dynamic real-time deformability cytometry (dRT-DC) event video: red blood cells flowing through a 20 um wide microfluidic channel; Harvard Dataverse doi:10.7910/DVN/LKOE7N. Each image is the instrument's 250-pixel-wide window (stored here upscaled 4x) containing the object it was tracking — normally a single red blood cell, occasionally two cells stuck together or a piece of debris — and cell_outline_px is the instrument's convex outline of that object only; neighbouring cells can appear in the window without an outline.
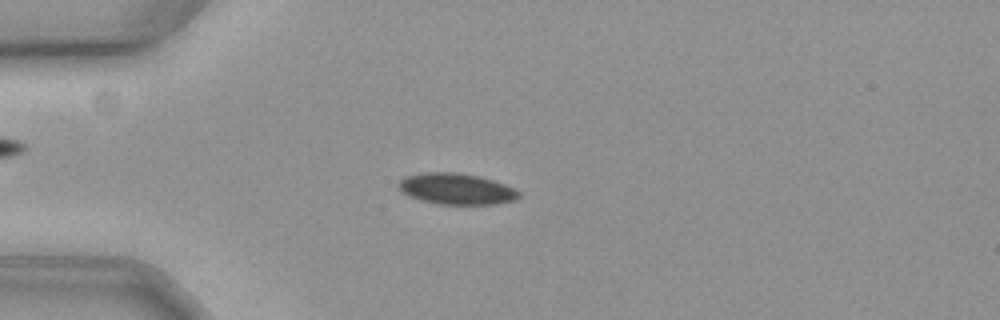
{"species": "common noctule bat (a hibernating species)", "species_latin": "Nyctalus noctula", "temperature_condition": "cold", "stored_images_in_passage": 37, "camera_frame_rate_fps": 3000, "um_per_image_px": 0.085, "animal": {"sex": "female", "body_mass_g": 19.3, "forearm_length_mm": 54.1}, "frame": {"image": 1, "passage_image": 10, "time_ms": 3.0, "image_size_px": [1000, 320], "cell_outline_px": [[520, 196], [516, 200], [496, 204], [440, 204], [424, 200], [412, 196], [404, 192], [396, 184], [404, 176], [420, 172], [456, 172], [480, 176], [504, 184], [520, 192]], "centroid_in_image_um": [38.8, 16.04], "position_along_channel_um": 46.2, "area_um2": 21.68}}
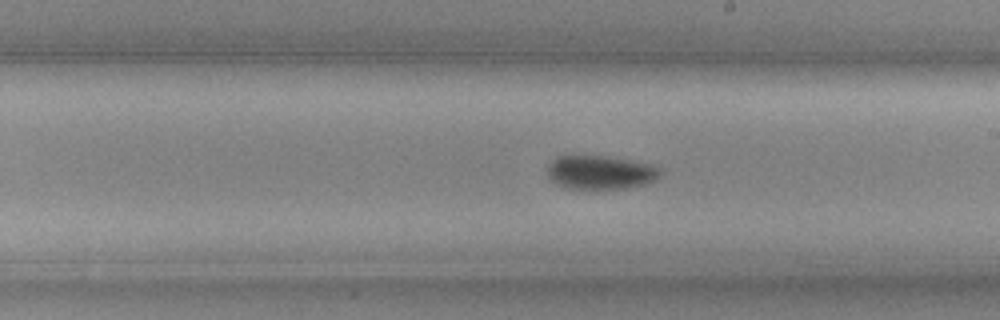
{"frame": {"image": 2, "passage_image": 28, "time_ms": 9.0, "image_size_px": [1000, 320], "cell_outline_px": [[660, 176], [656, 180], [648, 184], [624, 188], [584, 192], [564, 188], [556, 184], [548, 176], [548, 168], [552, 160], [556, 156], [604, 156], [652, 164], [660, 168]], "centroid_in_image_um": [51.02, 14.71], "position_along_channel_um": 238.0, "area_um2": 22.95}}
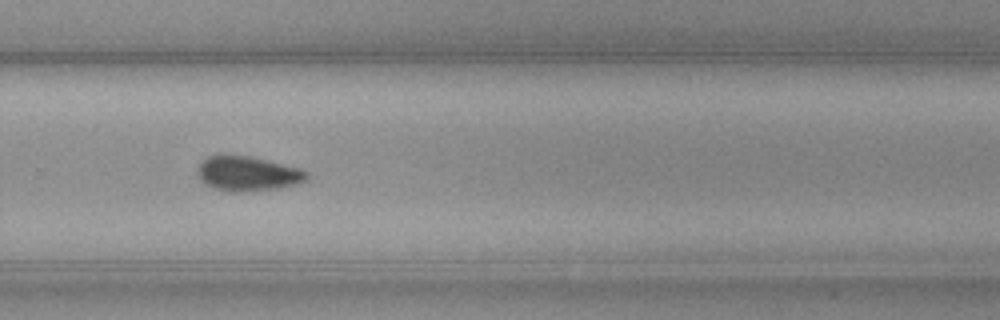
{"frame": {"image": 3, "passage_image": 34, "time_ms": 11.0, "image_size_px": [1000, 320], "cell_outline_px": [[308, 180], [296, 184], [280, 188], [244, 192], [228, 192], [212, 188], [204, 184], [200, 180], [196, 172], [196, 168], [200, 160], [208, 156], [220, 152], [224, 152], [248, 156], [268, 160], [300, 168], [308, 172]], "centroid_in_image_um": [20.97, 14.73], "position_along_channel_um": 308.8, "area_um2": 23.06}}